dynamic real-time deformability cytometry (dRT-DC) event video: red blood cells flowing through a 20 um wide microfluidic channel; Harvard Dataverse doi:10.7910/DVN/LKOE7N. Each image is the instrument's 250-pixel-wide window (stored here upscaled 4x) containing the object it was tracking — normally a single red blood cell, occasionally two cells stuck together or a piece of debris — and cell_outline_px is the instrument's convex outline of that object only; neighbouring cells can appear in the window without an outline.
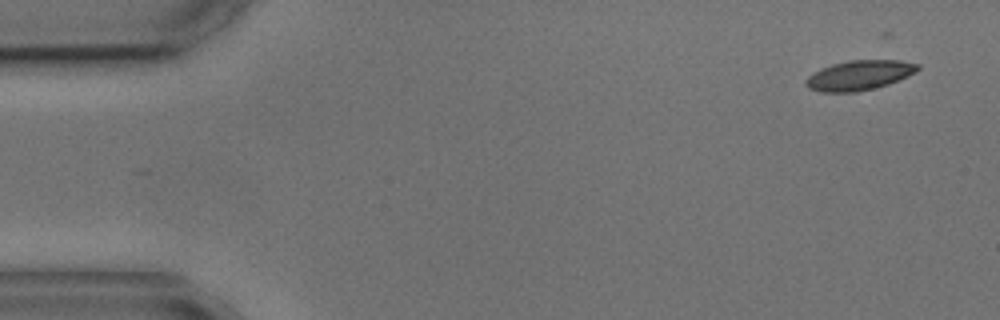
{"species": "common noctule bat (a hibernating species)", "species_latin": "Nyctalus noctula", "temperature_condition": "cold", "stored_images_in_passage": 5, "segment_of_instrument_passage": [1, 2], "camera_frame_rate_fps": 3000, "um_per_image_px": 0.085, "animal": {"sex": "male", "body_mass_g": 17.9, "forearm_length_mm": 54.2}, "frame": {"image": 1, "passage_image": 1, "time_ms": 0.0, "image_size_px": [1000, 320], "cell_outline_px": [[920, 68], [916, 72], [908, 76], [888, 84], [856, 92], [820, 92], [808, 88], [804, 84], [804, 80], [808, 76], [820, 68], [832, 64], [848, 60], [900, 60], [920, 64]], "centroid_in_image_um": [73.02, 6.39], "position_along_channel_um": 12.0, "area_um2": 19.54}}
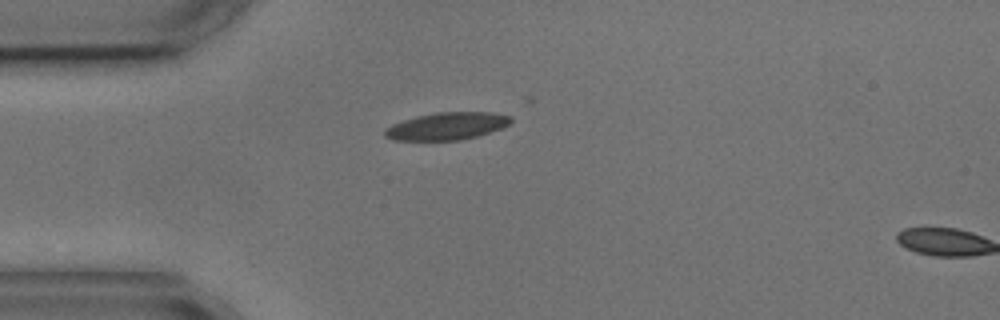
{"frame": {"image": 2, "passage_image": 4, "time_ms": 3.667, "image_size_px": [1000, 320], "cell_outline_px": [[512, 120], [504, 128], [476, 136], [460, 140], [392, 140], [384, 136], [384, 132], [392, 124], [416, 116], [436, 112], [492, 112], [512, 116]], "centroid_in_image_um": [38.02, 10.71], "position_along_channel_um": 47.0, "area_um2": 20.11}}